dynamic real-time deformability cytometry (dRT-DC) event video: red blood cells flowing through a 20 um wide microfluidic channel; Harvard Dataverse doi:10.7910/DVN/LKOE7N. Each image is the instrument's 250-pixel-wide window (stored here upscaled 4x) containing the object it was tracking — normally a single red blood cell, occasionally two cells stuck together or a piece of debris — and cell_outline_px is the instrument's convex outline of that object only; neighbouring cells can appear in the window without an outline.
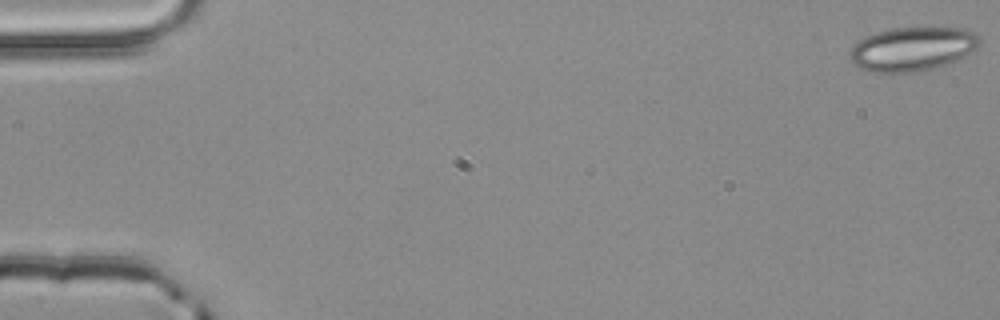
{"species": "common noctule bat (a hibernating species)", "species_latin": "Nyctalus noctula", "temperature_condition": "room temperature", "stored_images_in_passage": 4, "camera_frame_rate_fps": 3000, "um_per_image_px": 0.085, "animal": {"sex": "male", "body_mass_g": 20.4}, "frame": {"image": 1, "passage_image": 1, "time_ms": 0.0, "image_size_px": [1000, 320], "cell_outline_px": [[980, 44], [972, 52], [956, 60], [924, 72], [864, 72], [852, 64], [848, 56], [852, 44], [864, 36], [876, 32], [892, 28], [916, 24], [924, 24], [964, 28], [976, 32], [980, 36]], "centroid_in_image_um": [77.55, 4.11], "position_along_channel_um": 7.5, "area_um2": 35.03}}
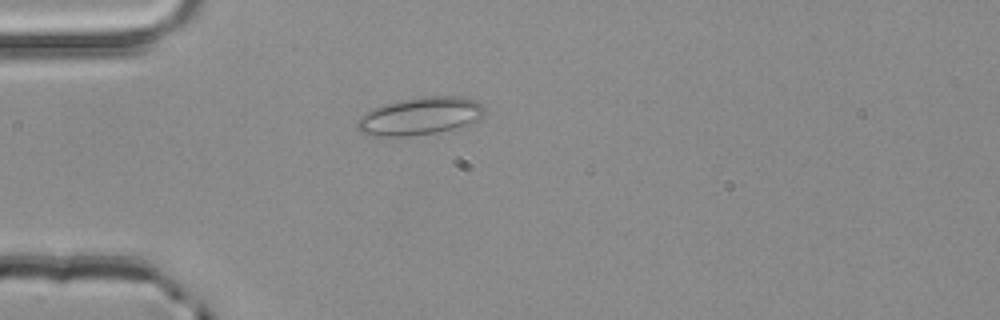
{"frame": {"image": 2, "passage_image": 4, "time_ms": 1.0, "image_size_px": [1000, 320], "cell_outline_px": [[484, 112], [476, 120], [468, 124], [436, 132], [408, 136], [364, 136], [356, 128], [356, 120], [364, 112], [372, 108], [384, 104], [400, 100], [424, 96], [460, 96], [476, 100], [484, 104]], "centroid_in_image_um": [35.63, 9.86], "position_along_channel_um": 49.4, "area_um2": 28.09}}